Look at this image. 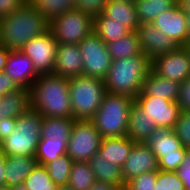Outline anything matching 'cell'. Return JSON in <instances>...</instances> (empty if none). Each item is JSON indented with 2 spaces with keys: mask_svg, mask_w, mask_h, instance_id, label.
<instances>
[{
  "mask_svg": "<svg viewBox=\"0 0 190 190\" xmlns=\"http://www.w3.org/2000/svg\"><path fill=\"white\" fill-rule=\"evenodd\" d=\"M19 88L20 87L7 73L4 71L0 72V97Z\"/></svg>",
  "mask_w": 190,
  "mask_h": 190,
  "instance_id": "cell-42",
  "label": "cell"
},
{
  "mask_svg": "<svg viewBox=\"0 0 190 190\" xmlns=\"http://www.w3.org/2000/svg\"><path fill=\"white\" fill-rule=\"evenodd\" d=\"M5 159H6V155L0 149V188L5 186V181H4Z\"/></svg>",
  "mask_w": 190,
  "mask_h": 190,
  "instance_id": "cell-45",
  "label": "cell"
},
{
  "mask_svg": "<svg viewBox=\"0 0 190 190\" xmlns=\"http://www.w3.org/2000/svg\"><path fill=\"white\" fill-rule=\"evenodd\" d=\"M24 186L27 190H57L58 185L49 176L45 165L37 164L26 177Z\"/></svg>",
  "mask_w": 190,
  "mask_h": 190,
  "instance_id": "cell-33",
  "label": "cell"
},
{
  "mask_svg": "<svg viewBox=\"0 0 190 190\" xmlns=\"http://www.w3.org/2000/svg\"><path fill=\"white\" fill-rule=\"evenodd\" d=\"M188 53H189V62H190V49L188 48Z\"/></svg>",
  "mask_w": 190,
  "mask_h": 190,
  "instance_id": "cell-53",
  "label": "cell"
},
{
  "mask_svg": "<svg viewBox=\"0 0 190 190\" xmlns=\"http://www.w3.org/2000/svg\"><path fill=\"white\" fill-rule=\"evenodd\" d=\"M177 104L183 112H190V78L180 83Z\"/></svg>",
  "mask_w": 190,
  "mask_h": 190,
  "instance_id": "cell-39",
  "label": "cell"
},
{
  "mask_svg": "<svg viewBox=\"0 0 190 190\" xmlns=\"http://www.w3.org/2000/svg\"><path fill=\"white\" fill-rule=\"evenodd\" d=\"M11 190H27L24 186V184H19L17 186H14L11 188Z\"/></svg>",
  "mask_w": 190,
  "mask_h": 190,
  "instance_id": "cell-49",
  "label": "cell"
},
{
  "mask_svg": "<svg viewBox=\"0 0 190 190\" xmlns=\"http://www.w3.org/2000/svg\"><path fill=\"white\" fill-rule=\"evenodd\" d=\"M69 93L73 118L91 120L107 90L103 79L82 75L69 78Z\"/></svg>",
  "mask_w": 190,
  "mask_h": 190,
  "instance_id": "cell-6",
  "label": "cell"
},
{
  "mask_svg": "<svg viewBox=\"0 0 190 190\" xmlns=\"http://www.w3.org/2000/svg\"><path fill=\"white\" fill-rule=\"evenodd\" d=\"M180 90L178 81L166 79L150 69L147 74L141 92L138 95H148L164 98L176 102Z\"/></svg>",
  "mask_w": 190,
  "mask_h": 190,
  "instance_id": "cell-19",
  "label": "cell"
},
{
  "mask_svg": "<svg viewBox=\"0 0 190 190\" xmlns=\"http://www.w3.org/2000/svg\"><path fill=\"white\" fill-rule=\"evenodd\" d=\"M33 0H25V2H29V3H31Z\"/></svg>",
  "mask_w": 190,
  "mask_h": 190,
  "instance_id": "cell-54",
  "label": "cell"
},
{
  "mask_svg": "<svg viewBox=\"0 0 190 190\" xmlns=\"http://www.w3.org/2000/svg\"><path fill=\"white\" fill-rule=\"evenodd\" d=\"M89 190H124L117 185H112L107 182L95 180L94 184L91 186Z\"/></svg>",
  "mask_w": 190,
  "mask_h": 190,
  "instance_id": "cell-44",
  "label": "cell"
},
{
  "mask_svg": "<svg viewBox=\"0 0 190 190\" xmlns=\"http://www.w3.org/2000/svg\"><path fill=\"white\" fill-rule=\"evenodd\" d=\"M186 46L190 49V37Z\"/></svg>",
  "mask_w": 190,
  "mask_h": 190,
  "instance_id": "cell-52",
  "label": "cell"
},
{
  "mask_svg": "<svg viewBox=\"0 0 190 190\" xmlns=\"http://www.w3.org/2000/svg\"><path fill=\"white\" fill-rule=\"evenodd\" d=\"M107 48L112 60L143 54L137 31H131L127 35L107 43Z\"/></svg>",
  "mask_w": 190,
  "mask_h": 190,
  "instance_id": "cell-27",
  "label": "cell"
},
{
  "mask_svg": "<svg viewBox=\"0 0 190 190\" xmlns=\"http://www.w3.org/2000/svg\"><path fill=\"white\" fill-rule=\"evenodd\" d=\"M10 50L0 44V72L4 71Z\"/></svg>",
  "mask_w": 190,
  "mask_h": 190,
  "instance_id": "cell-46",
  "label": "cell"
},
{
  "mask_svg": "<svg viewBox=\"0 0 190 190\" xmlns=\"http://www.w3.org/2000/svg\"><path fill=\"white\" fill-rule=\"evenodd\" d=\"M159 170L158 159L145 143H135L129 157L121 167V174L126 184L131 179L148 172Z\"/></svg>",
  "mask_w": 190,
  "mask_h": 190,
  "instance_id": "cell-15",
  "label": "cell"
},
{
  "mask_svg": "<svg viewBox=\"0 0 190 190\" xmlns=\"http://www.w3.org/2000/svg\"><path fill=\"white\" fill-rule=\"evenodd\" d=\"M16 129V118L8 117L0 120V143Z\"/></svg>",
  "mask_w": 190,
  "mask_h": 190,
  "instance_id": "cell-43",
  "label": "cell"
},
{
  "mask_svg": "<svg viewBox=\"0 0 190 190\" xmlns=\"http://www.w3.org/2000/svg\"><path fill=\"white\" fill-rule=\"evenodd\" d=\"M156 128V124L149 121L142 108L134 102L129 110L127 136L135 143H145Z\"/></svg>",
  "mask_w": 190,
  "mask_h": 190,
  "instance_id": "cell-22",
  "label": "cell"
},
{
  "mask_svg": "<svg viewBox=\"0 0 190 190\" xmlns=\"http://www.w3.org/2000/svg\"><path fill=\"white\" fill-rule=\"evenodd\" d=\"M134 98L106 93L96 114L91 119L102 138L126 136L129 110Z\"/></svg>",
  "mask_w": 190,
  "mask_h": 190,
  "instance_id": "cell-5",
  "label": "cell"
},
{
  "mask_svg": "<svg viewBox=\"0 0 190 190\" xmlns=\"http://www.w3.org/2000/svg\"><path fill=\"white\" fill-rule=\"evenodd\" d=\"M43 116L31 107L16 118V129L0 143L6 156H35L41 138Z\"/></svg>",
  "mask_w": 190,
  "mask_h": 190,
  "instance_id": "cell-4",
  "label": "cell"
},
{
  "mask_svg": "<svg viewBox=\"0 0 190 190\" xmlns=\"http://www.w3.org/2000/svg\"><path fill=\"white\" fill-rule=\"evenodd\" d=\"M94 19L74 9L67 11L49 23V30L58 44H79L93 32Z\"/></svg>",
  "mask_w": 190,
  "mask_h": 190,
  "instance_id": "cell-8",
  "label": "cell"
},
{
  "mask_svg": "<svg viewBox=\"0 0 190 190\" xmlns=\"http://www.w3.org/2000/svg\"><path fill=\"white\" fill-rule=\"evenodd\" d=\"M103 14L110 18L111 21L124 22L131 31H136L139 25L133 0L107 1Z\"/></svg>",
  "mask_w": 190,
  "mask_h": 190,
  "instance_id": "cell-24",
  "label": "cell"
},
{
  "mask_svg": "<svg viewBox=\"0 0 190 190\" xmlns=\"http://www.w3.org/2000/svg\"><path fill=\"white\" fill-rule=\"evenodd\" d=\"M145 144L158 159L159 170L175 172L181 166L186 148L173 129L157 127Z\"/></svg>",
  "mask_w": 190,
  "mask_h": 190,
  "instance_id": "cell-7",
  "label": "cell"
},
{
  "mask_svg": "<svg viewBox=\"0 0 190 190\" xmlns=\"http://www.w3.org/2000/svg\"><path fill=\"white\" fill-rule=\"evenodd\" d=\"M137 34L142 53L151 61L162 54L172 52L178 45L151 22L139 23Z\"/></svg>",
  "mask_w": 190,
  "mask_h": 190,
  "instance_id": "cell-14",
  "label": "cell"
},
{
  "mask_svg": "<svg viewBox=\"0 0 190 190\" xmlns=\"http://www.w3.org/2000/svg\"><path fill=\"white\" fill-rule=\"evenodd\" d=\"M75 121L70 117H43L41 138L61 141L67 146Z\"/></svg>",
  "mask_w": 190,
  "mask_h": 190,
  "instance_id": "cell-26",
  "label": "cell"
},
{
  "mask_svg": "<svg viewBox=\"0 0 190 190\" xmlns=\"http://www.w3.org/2000/svg\"><path fill=\"white\" fill-rule=\"evenodd\" d=\"M175 172L182 180L185 189L190 190V149H186L181 166Z\"/></svg>",
  "mask_w": 190,
  "mask_h": 190,
  "instance_id": "cell-40",
  "label": "cell"
},
{
  "mask_svg": "<svg viewBox=\"0 0 190 190\" xmlns=\"http://www.w3.org/2000/svg\"><path fill=\"white\" fill-rule=\"evenodd\" d=\"M95 176L88 162H73L68 186L73 190H89L94 184Z\"/></svg>",
  "mask_w": 190,
  "mask_h": 190,
  "instance_id": "cell-31",
  "label": "cell"
},
{
  "mask_svg": "<svg viewBox=\"0 0 190 190\" xmlns=\"http://www.w3.org/2000/svg\"><path fill=\"white\" fill-rule=\"evenodd\" d=\"M178 7L185 13H190V0H177Z\"/></svg>",
  "mask_w": 190,
  "mask_h": 190,
  "instance_id": "cell-47",
  "label": "cell"
},
{
  "mask_svg": "<svg viewBox=\"0 0 190 190\" xmlns=\"http://www.w3.org/2000/svg\"><path fill=\"white\" fill-rule=\"evenodd\" d=\"M82 54V75L105 79L112 63L107 44L93 31L79 44Z\"/></svg>",
  "mask_w": 190,
  "mask_h": 190,
  "instance_id": "cell-10",
  "label": "cell"
},
{
  "mask_svg": "<svg viewBox=\"0 0 190 190\" xmlns=\"http://www.w3.org/2000/svg\"><path fill=\"white\" fill-rule=\"evenodd\" d=\"M4 72L7 73L19 87L31 89L40 76L34 69L33 62L20 50H10Z\"/></svg>",
  "mask_w": 190,
  "mask_h": 190,
  "instance_id": "cell-17",
  "label": "cell"
},
{
  "mask_svg": "<svg viewBox=\"0 0 190 190\" xmlns=\"http://www.w3.org/2000/svg\"><path fill=\"white\" fill-rule=\"evenodd\" d=\"M25 0H0V19L20 8Z\"/></svg>",
  "mask_w": 190,
  "mask_h": 190,
  "instance_id": "cell-41",
  "label": "cell"
},
{
  "mask_svg": "<svg viewBox=\"0 0 190 190\" xmlns=\"http://www.w3.org/2000/svg\"><path fill=\"white\" fill-rule=\"evenodd\" d=\"M177 0H136L134 1L138 23L152 22L158 15L174 7Z\"/></svg>",
  "mask_w": 190,
  "mask_h": 190,
  "instance_id": "cell-29",
  "label": "cell"
},
{
  "mask_svg": "<svg viewBox=\"0 0 190 190\" xmlns=\"http://www.w3.org/2000/svg\"><path fill=\"white\" fill-rule=\"evenodd\" d=\"M186 149H190V112L181 111L173 128Z\"/></svg>",
  "mask_w": 190,
  "mask_h": 190,
  "instance_id": "cell-37",
  "label": "cell"
},
{
  "mask_svg": "<svg viewBox=\"0 0 190 190\" xmlns=\"http://www.w3.org/2000/svg\"><path fill=\"white\" fill-rule=\"evenodd\" d=\"M184 184L176 172L157 171V181L154 190H184Z\"/></svg>",
  "mask_w": 190,
  "mask_h": 190,
  "instance_id": "cell-35",
  "label": "cell"
},
{
  "mask_svg": "<svg viewBox=\"0 0 190 190\" xmlns=\"http://www.w3.org/2000/svg\"><path fill=\"white\" fill-rule=\"evenodd\" d=\"M186 26H187V31L190 37V13L186 14Z\"/></svg>",
  "mask_w": 190,
  "mask_h": 190,
  "instance_id": "cell-48",
  "label": "cell"
},
{
  "mask_svg": "<svg viewBox=\"0 0 190 190\" xmlns=\"http://www.w3.org/2000/svg\"><path fill=\"white\" fill-rule=\"evenodd\" d=\"M58 42L48 30L46 33L27 41L20 51L30 58L39 75L53 74Z\"/></svg>",
  "mask_w": 190,
  "mask_h": 190,
  "instance_id": "cell-11",
  "label": "cell"
},
{
  "mask_svg": "<svg viewBox=\"0 0 190 190\" xmlns=\"http://www.w3.org/2000/svg\"><path fill=\"white\" fill-rule=\"evenodd\" d=\"M88 163L94 173L95 180L117 185L123 189L125 188L126 184L122 178L121 167L108 162V159H104L99 152L90 158Z\"/></svg>",
  "mask_w": 190,
  "mask_h": 190,
  "instance_id": "cell-25",
  "label": "cell"
},
{
  "mask_svg": "<svg viewBox=\"0 0 190 190\" xmlns=\"http://www.w3.org/2000/svg\"><path fill=\"white\" fill-rule=\"evenodd\" d=\"M150 69L151 60L144 54L112 60L104 79L107 92L135 99Z\"/></svg>",
  "mask_w": 190,
  "mask_h": 190,
  "instance_id": "cell-3",
  "label": "cell"
},
{
  "mask_svg": "<svg viewBox=\"0 0 190 190\" xmlns=\"http://www.w3.org/2000/svg\"><path fill=\"white\" fill-rule=\"evenodd\" d=\"M49 30V22L25 2L20 8L0 19V44L9 50H20L32 39Z\"/></svg>",
  "mask_w": 190,
  "mask_h": 190,
  "instance_id": "cell-2",
  "label": "cell"
},
{
  "mask_svg": "<svg viewBox=\"0 0 190 190\" xmlns=\"http://www.w3.org/2000/svg\"><path fill=\"white\" fill-rule=\"evenodd\" d=\"M0 190H11L10 188H8L7 186L1 187Z\"/></svg>",
  "mask_w": 190,
  "mask_h": 190,
  "instance_id": "cell-51",
  "label": "cell"
},
{
  "mask_svg": "<svg viewBox=\"0 0 190 190\" xmlns=\"http://www.w3.org/2000/svg\"><path fill=\"white\" fill-rule=\"evenodd\" d=\"M31 107L30 89L20 87L0 97V120L17 118Z\"/></svg>",
  "mask_w": 190,
  "mask_h": 190,
  "instance_id": "cell-23",
  "label": "cell"
},
{
  "mask_svg": "<svg viewBox=\"0 0 190 190\" xmlns=\"http://www.w3.org/2000/svg\"><path fill=\"white\" fill-rule=\"evenodd\" d=\"M31 108L43 117L73 118L69 78L56 74L40 75L30 89Z\"/></svg>",
  "mask_w": 190,
  "mask_h": 190,
  "instance_id": "cell-1",
  "label": "cell"
},
{
  "mask_svg": "<svg viewBox=\"0 0 190 190\" xmlns=\"http://www.w3.org/2000/svg\"><path fill=\"white\" fill-rule=\"evenodd\" d=\"M101 134L91 120H76L68 140L66 154L73 162H88L99 150Z\"/></svg>",
  "mask_w": 190,
  "mask_h": 190,
  "instance_id": "cell-9",
  "label": "cell"
},
{
  "mask_svg": "<svg viewBox=\"0 0 190 190\" xmlns=\"http://www.w3.org/2000/svg\"><path fill=\"white\" fill-rule=\"evenodd\" d=\"M31 4L49 23L63 13L76 9V0H33Z\"/></svg>",
  "mask_w": 190,
  "mask_h": 190,
  "instance_id": "cell-30",
  "label": "cell"
},
{
  "mask_svg": "<svg viewBox=\"0 0 190 190\" xmlns=\"http://www.w3.org/2000/svg\"><path fill=\"white\" fill-rule=\"evenodd\" d=\"M37 165L35 156H6L5 159V186L12 188L24 184L26 177Z\"/></svg>",
  "mask_w": 190,
  "mask_h": 190,
  "instance_id": "cell-20",
  "label": "cell"
},
{
  "mask_svg": "<svg viewBox=\"0 0 190 190\" xmlns=\"http://www.w3.org/2000/svg\"><path fill=\"white\" fill-rule=\"evenodd\" d=\"M151 69L166 79L183 82L190 78V62L187 46H178L172 52L155 57Z\"/></svg>",
  "mask_w": 190,
  "mask_h": 190,
  "instance_id": "cell-12",
  "label": "cell"
},
{
  "mask_svg": "<svg viewBox=\"0 0 190 190\" xmlns=\"http://www.w3.org/2000/svg\"><path fill=\"white\" fill-rule=\"evenodd\" d=\"M107 0H76V9L93 19L103 13Z\"/></svg>",
  "mask_w": 190,
  "mask_h": 190,
  "instance_id": "cell-38",
  "label": "cell"
},
{
  "mask_svg": "<svg viewBox=\"0 0 190 190\" xmlns=\"http://www.w3.org/2000/svg\"><path fill=\"white\" fill-rule=\"evenodd\" d=\"M157 181V171L137 176L125 185L124 190H154Z\"/></svg>",
  "mask_w": 190,
  "mask_h": 190,
  "instance_id": "cell-36",
  "label": "cell"
},
{
  "mask_svg": "<svg viewBox=\"0 0 190 190\" xmlns=\"http://www.w3.org/2000/svg\"><path fill=\"white\" fill-rule=\"evenodd\" d=\"M83 61L78 44H58L54 74L72 78L82 76Z\"/></svg>",
  "mask_w": 190,
  "mask_h": 190,
  "instance_id": "cell-18",
  "label": "cell"
},
{
  "mask_svg": "<svg viewBox=\"0 0 190 190\" xmlns=\"http://www.w3.org/2000/svg\"><path fill=\"white\" fill-rule=\"evenodd\" d=\"M93 31L107 44L115 41L125 35L131 30L124 24V22L111 21L103 13L94 18Z\"/></svg>",
  "mask_w": 190,
  "mask_h": 190,
  "instance_id": "cell-28",
  "label": "cell"
},
{
  "mask_svg": "<svg viewBox=\"0 0 190 190\" xmlns=\"http://www.w3.org/2000/svg\"><path fill=\"white\" fill-rule=\"evenodd\" d=\"M57 190H73V189L68 185H63V186H58Z\"/></svg>",
  "mask_w": 190,
  "mask_h": 190,
  "instance_id": "cell-50",
  "label": "cell"
},
{
  "mask_svg": "<svg viewBox=\"0 0 190 190\" xmlns=\"http://www.w3.org/2000/svg\"><path fill=\"white\" fill-rule=\"evenodd\" d=\"M135 142L126 136L102 138L98 152L108 162L122 167Z\"/></svg>",
  "mask_w": 190,
  "mask_h": 190,
  "instance_id": "cell-21",
  "label": "cell"
},
{
  "mask_svg": "<svg viewBox=\"0 0 190 190\" xmlns=\"http://www.w3.org/2000/svg\"><path fill=\"white\" fill-rule=\"evenodd\" d=\"M72 163L73 160L65 154L57 157L45 166L53 182L58 186H63L68 184Z\"/></svg>",
  "mask_w": 190,
  "mask_h": 190,
  "instance_id": "cell-34",
  "label": "cell"
},
{
  "mask_svg": "<svg viewBox=\"0 0 190 190\" xmlns=\"http://www.w3.org/2000/svg\"><path fill=\"white\" fill-rule=\"evenodd\" d=\"M135 102L157 127L173 129L181 112L177 102L160 97L137 95Z\"/></svg>",
  "mask_w": 190,
  "mask_h": 190,
  "instance_id": "cell-13",
  "label": "cell"
},
{
  "mask_svg": "<svg viewBox=\"0 0 190 190\" xmlns=\"http://www.w3.org/2000/svg\"><path fill=\"white\" fill-rule=\"evenodd\" d=\"M151 23L173 39L178 46L187 45L189 34L186 26V14L177 4L158 15Z\"/></svg>",
  "mask_w": 190,
  "mask_h": 190,
  "instance_id": "cell-16",
  "label": "cell"
},
{
  "mask_svg": "<svg viewBox=\"0 0 190 190\" xmlns=\"http://www.w3.org/2000/svg\"><path fill=\"white\" fill-rule=\"evenodd\" d=\"M67 146L61 141L51 140L49 138H40L35 153L37 164L46 165L57 157L65 155Z\"/></svg>",
  "mask_w": 190,
  "mask_h": 190,
  "instance_id": "cell-32",
  "label": "cell"
}]
</instances>
